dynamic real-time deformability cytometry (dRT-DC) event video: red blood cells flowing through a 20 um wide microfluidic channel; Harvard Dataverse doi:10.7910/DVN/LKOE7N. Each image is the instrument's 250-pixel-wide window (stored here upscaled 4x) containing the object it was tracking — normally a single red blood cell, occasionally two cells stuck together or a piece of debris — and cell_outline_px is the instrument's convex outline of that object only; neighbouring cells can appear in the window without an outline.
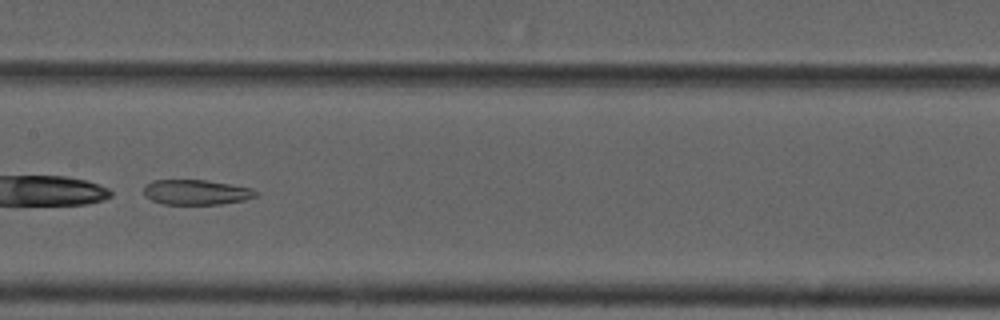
{"species": "common noctule bat (a hibernating species)", "species_latin": "Nyctalus noctula", "temperature_condition": "cold", "stored_images_in_passage": 9, "camera_frame_rate_fps": 3000, "um_per_image_px": 0.085, "animal": {"sex": "male", "forearm_length_mm": 52.5}, "frame": {"image": 1, "passage_image": 7, "time_ms": 8.0, "image_size_px": [1000, 320], "cell_outline_px": [[260, 192], [256, 196], [244, 200], [220, 204], [164, 204], [152, 200], [144, 196], [144, 188], [152, 180], [204, 180], [252, 188]], "centroid_in_image_um": [16.69, 16.34], "position_along_channel_um": 190.7, "area_um2": 16.24}}